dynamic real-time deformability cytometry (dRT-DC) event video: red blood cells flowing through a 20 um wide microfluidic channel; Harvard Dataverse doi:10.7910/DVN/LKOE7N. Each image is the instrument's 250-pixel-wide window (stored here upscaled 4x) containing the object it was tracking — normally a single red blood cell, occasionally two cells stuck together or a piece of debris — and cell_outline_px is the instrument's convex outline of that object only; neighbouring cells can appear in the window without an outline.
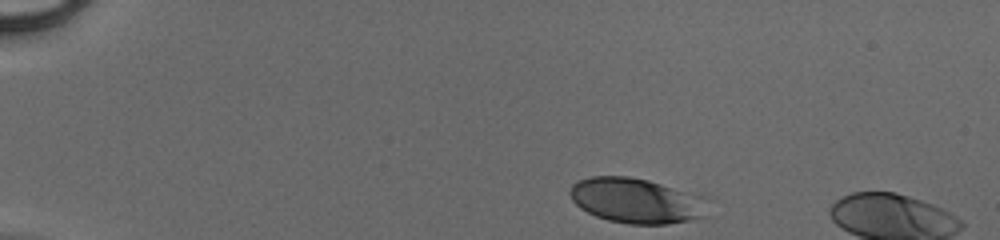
{"species": "human", "species_latin": "Homo sapiens", "temperature_condition": "cold", "stored_images_in_passage": 8, "camera_frame_rate_fps": 3000, "um_per_image_px": 0.085, "donor": {"sex": "male"}, "frame": {"image": 1, "passage_image": 1, "time_ms": 0.0, "image_size_px": [1000, 240], "cell_outline_px": [[700, 216], [688, 220], [668, 224], [628, 224], [608, 220], [596, 216], [580, 208], [572, 200], [568, 192], [572, 184], [576, 180], [592, 176], [628, 176], [648, 180], [660, 184], [680, 192]], "centroid_in_image_um": [53.63, 17.04], "position_along_channel_um": 31.4, "area_um2": 33.47}}